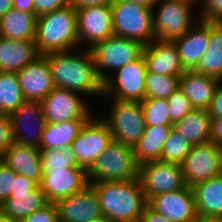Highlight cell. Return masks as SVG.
Masks as SVG:
<instances>
[{
    "label": "cell",
    "instance_id": "8",
    "mask_svg": "<svg viewBox=\"0 0 222 222\" xmlns=\"http://www.w3.org/2000/svg\"><path fill=\"white\" fill-rule=\"evenodd\" d=\"M115 71V77L108 76L102 82V95L119 101L142 102L145 99L147 73L143 54Z\"/></svg>",
    "mask_w": 222,
    "mask_h": 222
},
{
    "label": "cell",
    "instance_id": "7",
    "mask_svg": "<svg viewBox=\"0 0 222 222\" xmlns=\"http://www.w3.org/2000/svg\"><path fill=\"white\" fill-rule=\"evenodd\" d=\"M160 3V4H159ZM190 0H159L157 14H153L154 39L174 41L189 31L199 19H192V5ZM195 20V21H194ZM194 21V22H192Z\"/></svg>",
    "mask_w": 222,
    "mask_h": 222
},
{
    "label": "cell",
    "instance_id": "9",
    "mask_svg": "<svg viewBox=\"0 0 222 222\" xmlns=\"http://www.w3.org/2000/svg\"><path fill=\"white\" fill-rule=\"evenodd\" d=\"M113 100L108 124L114 141L134 148L146 127L141 102Z\"/></svg>",
    "mask_w": 222,
    "mask_h": 222
},
{
    "label": "cell",
    "instance_id": "45",
    "mask_svg": "<svg viewBox=\"0 0 222 222\" xmlns=\"http://www.w3.org/2000/svg\"><path fill=\"white\" fill-rule=\"evenodd\" d=\"M210 142L222 147V117L211 118Z\"/></svg>",
    "mask_w": 222,
    "mask_h": 222
},
{
    "label": "cell",
    "instance_id": "12",
    "mask_svg": "<svg viewBox=\"0 0 222 222\" xmlns=\"http://www.w3.org/2000/svg\"><path fill=\"white\" fill-rule=\"evenodd\" d=\"M138 178L147 201L152 196L177 191L187 186L181 164L160 160L140 165Z\"/></svg>",
    "mask_w": 222,
    "mask_h": 222
},
{
    "label": "cell",
    "instance_id": "2",
    "mask_svg": "<svg viewBox=\"0 0 222 222\" xmlns=\"http://www.w3.org/2000/svg\"><path fill=\"white\" fill-rule=\"evenodd\" d=\"M89 184L96 192L102 215L111 222L140 221L148 201L139 178Z\"/></svg>",
    "mask_w": 222,
    "mask_h": 222
},
{
    "label": "cell",
    "instance_id": "1",
    "mask_svg": "<svg viewBox=\"0 0 222 222\" xmlns=\"http://www.w3.org/2000/svg\"><path fill=\"white\" fill-rule=\"evenodd\" d=\"M48 62L55 87L85 95H102V81L98 78L89 49L72 54L70 51L43 55Z\"/></svg>",
    "mask_w": 222,
    "mask_h": 222
},
{
    "label": "cell",
    "instance_id": "39",
    "mask_svg": "<svg viewBox=\"0 0 222 222\" xmlns=\"http://www.w3.org/2000/svg\"><path fill=\"white\" fill-rule=\"evenodd\" d=\"M199 20L206 22H222V0H203Z\"/></svg>",
    "mask_w": 222,
    "mask_h": 222
},
{
    "label": "cell",
    "instance_id": "24",
    "mask_svg": "<svg viewBox=\"0 0 222 222\" xmlns=\"http://www.w3.org/2000/svg\"><path fill=\"white\" fill-rule=\"evenodd\" d=\"M220 80L194 70H186L180 77L179 88L189 99L193 109L208 110Z\"/></svg>",
    "mask_w": 222,
    "mask_h": 222
},
{
    "label": "cell",
    "instance_id": "25",
    "mask_svg": "<svg viewBox=\"0 0 222 222\" xmlns=\"http://www.w3.org/2000/svg\"><path fill=\"white\" fill-rule=\"evenodd\" d=\"M197 215L222 219V174L191 187Z\"/></svg>",
    "mask_w": 222,
    "mask_h": 222
},
{
    "label": "cell",
    "instance_id": "47",
    "mask_svg": "<svg viewBox=\"0 0 222 222\" xmlns=\"http://www.w3.org/2000/svg\"><path fill=\"white\" fill-rule=\"evenodd\" d=\"M139 222H171L162 215L154 211L148 205L145 207Z\"/></svg>",
    "mask_w": 222,
    "mask_h": 222
},
{
    "label": "cell",
    "instance_id": "53",
    "mask_svg": "<svg viewBox=\"0 0 222 222\" xmlns=\"http://www.w3.org/2000/svg\"><path fill=\"white\" fill-rule=\"evenodd\" d=\"M0 222H15V221H12L10 218L6 217L0 212Z\"/></svg>",
    "mask_w": 222,
    "mask_h": 222
},
{
    "label": "cell",
    "instance_id": "43",
    "mask_svg": "<svg viewBox=\"0 0 222 222\" xmlns=\"http://www.w3.org/2000/svg\"><path fill=\"white\" fill-rule=\"evenodd\" d=\"M37 186L38 185L34 181L28 179L26 176L16 173L11 193H30Z\"/></svg>",
    "mask_w": 222,
    "mask_h": 222
},
{
    "label": "cell",
    "instance_id": "3",
    "mask_svg": "<svg viewBox=\"0 0 222 222\" xmlns=\"http://www.w3.org/2000/svg\"><path fill=\"white\" fill-rule=\"evenodd\" d=\"M35 43L40 55L70 51L79 46L76 10L68 4L37 16Z\"/></svg>",
    "mask_w": 222,
    "mask_h": 222
},
{
    "label": "cell",
    "instance_id": "36",
    "mask_svg": "<svg viewBox=\"0 0 222 222\" xmlns=\"http://www.w3.org/2000/svg\"><path fill=\"white\" fill-rule=\"evenodd\" d=\"M191 148L192 145L172 128L164 143L160 161L181 164Z\"/></svg>",
    "mask_w": 222,
    "mask_h": 222
},
{
    "label": "cell",
    "instance_id": "15",
    "mask_svg": "<svg viewBox=\"0 0 222 222\" xmlns=\"http://www.w3.org/2000/svg\"><path fill=\"white\" fill-rule=\"evenodd\" d=\"M79 47L81 42L96 43L114 35L111 5L93 6L76 10Z\"/></svg>",
    "mask_w": 222,
    "mask_h": 222
},
{
    "label": "cell",
    "instance_id": "19",
    "mask_svg": "<svg viewBox=\"0 0 222 222\" xmlns=\"http://www.w3.org/2000/svg\"><path fill=\"white\" fill-rule=\"evenodd\" d=\"M16 75L25 100L42 101L55 87L43 55L16 72Z\"/></svg>",
    "mask_w": 222,
    "mask_h": 222
},
{
    "label": "cell",
    "instance_id": "46",
    "mask_svg": "<svg viewBox=\"0 0 222 222\" xmlns=\"http://www.w3.org/2000/svg\"><path fill=\"white\" fill-rule=\"evenodd\" d=\"M112 2L113 0H68V4L75 10L93 6L111 5Z\"/></svg>",
    "mask_w": 222,
    "mask_h": 222
},
{
    "label": "cell",
    "instance_id": "4",
    "mask_svg": "<svg viewBox=\"0 0 222 222\" xmlns=\"http://www.w3.org/2000/svg\"><path fill=\"white\" fill-rule=\"evenodd\" d=\"M114 36L132 39L143 46L154 40V9L126 0L111 3Z\"/></svg>",
    "mask_w": 222,
    "mask_h": 222
},
{
    "label": "cell",
    "instance_id": "13",
    "mask_svg": "<svg viewBox=\"0 0 222 222\" xmlns=\"http://www.w3.org/2000/svg\"><path fill=\"white\" fill-rule=\"evenodd\" d=\"M9 118L13 142L40 149L42 134L46 124L42 102L25 100L9 115Z\"/></svg>",
    "mask_w": 222,
    "mask_h": 222
},
{
    "label": "cell",
    "instance_id": "50",
    "mask_svg": "<svg viewBox=\"0 0 222 222\" xmlns=\"http://www.w3.org/2000/svg\"><path fill=\"white\" fill-rule=\"evenodd\" d=\"M126 1H131V2H134V3H138V4H144V5L154 9L155 4L159 0H126Z\"/></svg>",
    "mask_w": 222,
    "mask_h": 222
},
{
    "label": "cell",
    "instance_id": "11",
    "mask_svg": "<svg viewBox=\"0 0 222 222\" xmlns=\"http://www.w3.org/2000/svg\"><path fill=\"white\" fill-rule=\"evenodd\" d=\"M181 168L188 187L221 175L222 147L212 142L193 145Z\"/></svg>",
    "mask_w": 222,
    "mask_h": 222
},
{
    "label": "cell",
    "instance_id": "10",
    "mask_svg": "<svg viewBox=\"0 0 222 222\" xmlns=\"http://www.w3.org/2000/svg\"><path fill=\"white\" fill-rule=\"evenodd\" d=\"M112 141L108 124L91 116L71 143L78 165L88 171Z\"/></svg>",
    "mask_w": 222,
    "mask_h": 222
},
{
    "label": "cell",
    "instance_id": "27",
    "mask_svg": "<svg viewBox=\"0 0 222 222\" xmlns=\"http://www.w3.org/2000/svg\"><path fill=\"white\" fill-rule=\"evenodd\" d=\"M173 129L192 146L210 142L211 116L208 110L192 109L173 124Z\"/></svg>",
    "mask_w": 222,
    "mask_h": 222
},
{
    "label": "cell",
    "instance_id": "30",
    "mask_svg": "<svg viewBox=\"0 0 222 222\" xmlns=\"http://www.w3.org/2000/svg\"><path fill=\"white\" fill-rule=\"evenodd\" d=\"M194 71L222 81V22H210V44Z\"/></svg>",
    "mask_w": 222,
    "mask_h": 222
},
{
    "label": "cell",
    "instance_id": "41",
    "mask_svg": "<svg viewBox=\"0 0 222 222\" xmlns=\"http://www.w3.org/2000/svg\"><path fill=\"white\" fill-rule=\"evenodd\" d=\"M13 144L11 121L8 115L0 114V160Z\"/></svg>",
    "mask_w": 222,
    "mask_h": 222
},
{
    "label": "cell",
    "instance_id": "22",
    "mask_svg": "<svg viewBox=\"0 0 222 222\" xmlns=\"http://www.w3.org/2000/svg\"><path fill=\"white\" fill-rule=\"evenodd\" d=\"M15 173L26 176L40 186L42 166L40 149L14 143L6 150L2 159Z\"/></svg>",
    "mask_w": 222,
    "mask_h": 222
},
{
    "label": "cell",
    "instance_id": "33",
    "mask_svg": "<svg viewBox=\"0 0 222 222\" xmlns=\"http://www.w3.org/2000/svg\"><path fill=\"white\" fill-rule=\"evenodd\" d=\"M42 174L51 170H66L69 167H80L76 160L72 146L61 149H40Z\"/></svg>",
    "mask_w": 222,
    "mask_h": 222
},
{
    "label": "cell",
    "instance_id": "34",
    "mask_svg": "<svg viewBox=\"0 0 222 222\" xmlns=\"http://www.w3.org/2000/svg\"><path fill=\"white\" fill-rule=\"evenodd\" d=\"M179 76L161 75L147 71L145 75V98L167 99L179 88Z\"/></svg>",
    "mask_w": 222,
    "mask_h": 222
},
{
    "label": "cell",
    "instance_id": "38",
    "mask_svg": "<svg viewBox=\"0 0 222 222\" xmlns=\"http://www.w3.org/2000/svg\"><path fill=\"white\" fill-rule=\"evenodd\" d=\"M15 177L16 173L0 160V206L9 198Z\"/></svg>",
    "mask_w": 222,
    "mask_h": 222
},
{
    "label": "cell",
    "instance_id": "23",
    "mask_svg": "<svg viewBox=\"0 0 222 222\" xmlns=\"http://www.w3.org/2000/svg\"><path fill=\"white\" fill-rule=\"evenodd\" d=\"M39 56L35 40H13L0 36V72H18Z\"/></svg>",
    "mask_w": 222,
    "mask_h": 222
},
{
    "label": "cell",
    "instance_id": "16",
    "mask_svg": "<svg viewBox=\"0 0 222 222\" xmlns=\"http://www.w3.org/2000/svg\"><path fill=\"white\" fill-rule=\"evenodd\" d=\"M148 206L171 222H194L197 218L191 187L152 196Z\"/></svg>",
    "mask_w": 222,
    "mask_h": 222
},
{
    "label": "cell",
    "instance_id": "14",
    "mask_svg": "<svg viewBox=\"0 0 222 222\" xmlns=\"http://www.w3.org/2000/svg\"><path fill=\"white\" fill-rule=\"evenodd\" d=\"M79 93L54 87L41 101L46 123H61L70 120H88L92 113Z\"/></svg>",
    "mask_w": 222,
    "mask_h": 222
},
{
    "label": "cell",
    "instance_id": "52",
    "mask_svg": "<svg viewBox=\"0 0 222 222\" xmlns=\"http://www.w3.org/2000/svg\"><path fill=\"white\" fill-rule=\"evenodd\" d=\"M91 222H111V221L107 217L102 215L101 217H98L92 220Z\"/></svg>",
    "mask_w": 222,
    "mask_h": 222
},
{
    "label": "cell",
    "instance_id": "40",
    "mask_svg": "<svg viewBox=\"0 0 222 222\" xmlns=\"http://www.w3.org/2000/svg\"><path fill=\"white\" fill-rule=\"evenodd\" d=\"M21 222H58V211L55 203H49L44 208L34 211Z\"/></svg>",
    "mask_w": 222,
    "mask_h": 222
},
{
    "label": "cell",
    "instance_id": "31",
    "mask_svg": "<svg viewBox=\"0 0 222 222\" xmlns=\"http://www.w3.org/2000/svg\"><path fill=\"white\" fill-rule=\"evenodd\" d=\"M87 120H70L61 123H46L40 149H61L69 146L77 137Z\"/></svg>",
    "mask_w": 222,
    "mask_h": 222
},
{
    "label": "cell",
    "instance_id": "18",
    "mask_svg": "<svg viewBox=\"0 0 222 222\" xmlns=\"http://www.w3.org/2000/svg\"><path fill=\"white\" fill-rule=\"evenodd\" d=\"M58 222H91L102 212L94 188L88 184L83 190L55 203Z\"/></svg>",
    "mask_w": 222,
    "mask_h": 222
},
{
    "label": "cell",
    "instance_id": "21",
    "mask_svg": "<svg viewBox=\"0 0 222 222\" xmlns=\"http://www.w3.org/2000/svg\"><path fill=\"white\" fill-rule=\"evenodd\" d=\"M147 71L181 77L186 71L181 64L174 41L153 40L144 46L143 52Z\"/></svg>",
    "mask_w": 222,
    "mask_h": 222
},
{
    "label": "cell",
    "instance_id": "26",
    "mask_svg": "<svg viewBox=\"0 0 222 222\" xmlns=\"http://www.w3.org/2000/svg\"><path fill=\"white\" fill-rule=\"evenodd\" d=\"M48 204L45 193L37 186L30 193H10L9 198L0 206V212L12 221L21 222Z\"/></svg>",
    "mask_w": 222,
    "mask_h": 222
},
{
    "label": "cell",
    "instance_id": "37",
    "mask_svg": "<svg viewBox=\"0 0 222 222\" xmlns=\"http://www.w3.org/2000/svg\"><path fill=\"white\" fill-rule=\"evenodd\" d=\"M166 102L169 108V115L172 124L180 121L193 109L189 99L180 88L173 92L166 99Z\"/></svg>",
    "mask_w": 222,
    "mask_h": 222
},
{
    "label": "cell",
    "instance_id": "49",
    "mask_svg": "<svg viewBox=\"0 0 222 222\" xmlns=\"http://www.w3.org/2000/svg\"><path fill=\"white\" fill-rule=\"evenodd\" d=\"M13 8V0H0V17Z\"/></svg>",
    "mask_w": 222,
    "mask_h": 222
},
{
    "label": "cell",
    "instance_id": "29",
    "mask_svg": "<svg viewBox=\"0 0 222 222\" xmlns=\"http://www.w3.org/2000/svg\"><path fill=\"white\" fill-rule=\"evenodd\" d=\"M173 126H146L134 147L135 159L140 166L161 159V152Z\"/></svg>",
    "mask_w": 222,
    "mask_h": 222
},
{
    "label": "cell",
    "instance_id": "44",
    "mask_svg": "<svg viewBox=\"0 0 222 222\" xmlns=\"http://www.w3.org/2000/svg\"><path fill=\"white\" fill-rule=\"evenodd\" d=\"M208 112L211 118L222 117V81L216 87Z\"/></svg>",
    "mask_w": 222,
    "mask_h": 222
},
{
    "label": "cell",
    "instance_id": "20",
    "mask_svg": "<svg viewBox=\"0 0 222 222\" xmlns=\"http://www.w3.org/2000/svg\"><path fill=\"white\" fill-rule=\"evenodd\" d=\"M187 33L174 40L182 67L194 70L210 44V22L199 21Z\"/></svg>",
    "mask_w": 222,
    "mask_h": 222
},
{
    "label": "cell",
    "instance_id": "42",
    "mask_svg": "<svg viewBox=\"0 0 222 222\" xmlns=\"http://www.w3.org/2000/svg\"><path fill=\"white\" fill-rule=\"evenodd\" d=\"M68 5V0H34V15L39 16Z\"/></svg>",
    "mask_w": 222,
    "mask_h": 222
},
{
    "label": "cell",
    "instance_id": "6",
    "mask_svg": "<svg viewBox=\"0 0 222 222\" xmlns=\"http://www.w3.org/2000/svg\"><path fill=\"white\" fill-rule=\"evenodd\" d=\"M143 48L138 41L114 35L96 43L89 50L98 78L103 82L109 76L107 69L115 72L118 68L135 61L142 55Z\"/></svg>",
    "mask_w": 222,
    "mask_h": 222
},
{
    "label": "cell",
    "instance_id": "51",
    "mask_svg": "<svg viewBox=\"0 0 222 222\" xmlns=\"http://www.w3.org/2000/svg\"><path fill=\"white\" fill-rule=\"evenodd\" d=\"M194 222H222V219L218 218H211V217H204L198 215Z\"/></svg>",
    "mask_w": 222,
    "mask_h": 222
},
{
    "label": "cell",
    "instance_id": "5",
    "mask_svg": "<svg viewBox=\"0 0 222 222\" xmlns=\"http://www.w3.org/2000/svg\"><path fill=\"white\" fill-rule=\"evenodd\" d=\"M134 148L112 141L87 171L88 183L130 181L138 178Z\"/></svg>",
    "mask_w": 222,
    "mask_h": 222
},
{
    "label": "cell",
    "instance_id": "32",
    "mask_svg": "<svg viewBox=\"0 0 222 222\" xmlns=\"http://www.w3.org/2000/svg\"><path fill=\"white\" fill-rule=\"evenodd\" d=\"M25 101L15 72H0V114L10 115Z\"/></svg>",
    "mask_w": 222,
    "mask_h": 222
},
{
    "label": "cell",
    "instance_id": "35",
    "mask_svg": "<svg viewBox=\"0 0 222 222\" xmlns=\"http://www.w3.org/2000/svg\"><path fill=\"white\" fill-rule=\"evenodd\" d=\"M141 106L146 126H173L166 99L145 98Z\"/></svg>",
    "mask_w": 222,
    "mask_h": 222
},
{
    "label": "cell",
    "instance_id": "48",
    "mask_svg": "<svg viewBox=\"0 0 222 222\" xmlns=\"http://www.w3.org/2000/svg\"><path fill=\"white\" fill-rule=\"evenodd\" d=\"M13 8L34 14V0H13Z\"/></svg>",
    "mask_w": 222,
    "mask_h": 222
},
{
    "label": "cell",
    "instance_id": "28",
    "mask_svg": "<svg viewBox=\"0 0 222 222\" xmlns=\"http://www.w3.org/2000/svg\"><path fill=\"white\" fill-rule=\"evenodd\" d=\"M37 16L11 8L0 17V36L13 40H35Z\"/></svg>",
    "mask_w": 222,
    "mask_h": 222
},
{
    "label": "cell",
    "instance_id": "17",
    "mask_svg": "<svg viewBox=\"0 0 222 222\" xmlns=\"http://www.w3.org/2000/svg\"><path fill=\"white\" fill-rule=\"evenodd\" d=\"M88 184L87 171L84 168L69 167L42 174L40 187L49 203H56L83 190Z\"/></svg>",
    "mask_w": 222,
    "mask_h": 222
}]
</instances>
